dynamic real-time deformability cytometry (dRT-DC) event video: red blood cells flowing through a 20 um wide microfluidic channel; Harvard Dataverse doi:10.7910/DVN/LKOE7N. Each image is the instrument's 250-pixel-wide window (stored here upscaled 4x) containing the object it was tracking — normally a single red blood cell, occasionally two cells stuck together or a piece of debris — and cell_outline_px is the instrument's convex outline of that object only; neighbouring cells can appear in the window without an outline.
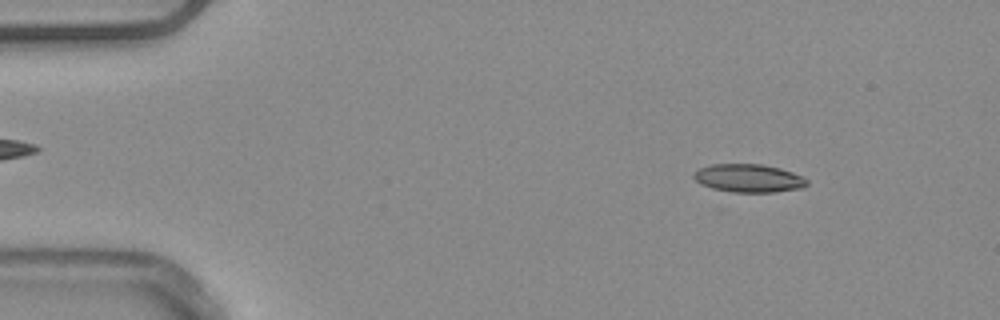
{"species": "common noctule bat (a hibernating species)", "species_latin": "Nyctalus noctula", "temperature_condition": "warm", "stored_images_in_passage": 51, "camera_frame_rate_fps": 3000, "um_per_image_px": 0.085, "animal": {"sex": "male", "body_mass_g": 20.4}, "frame": {"image": 1, "passage_image": 6, "time_ms": 1.667, "image_size_px": [1000, 320], "cell_outline_px": [[808, 184], [804, 188], [776, 192], [720, 192], [700, 184], [692, 176], [700, 168], [712, 164], [760, 164], [780, 168], [792, 172], [808, 180]], "centroid_in_image_um": [63.62, 15.17], "position_along_channel_um": 21.4, "area_um2": 18.79}}
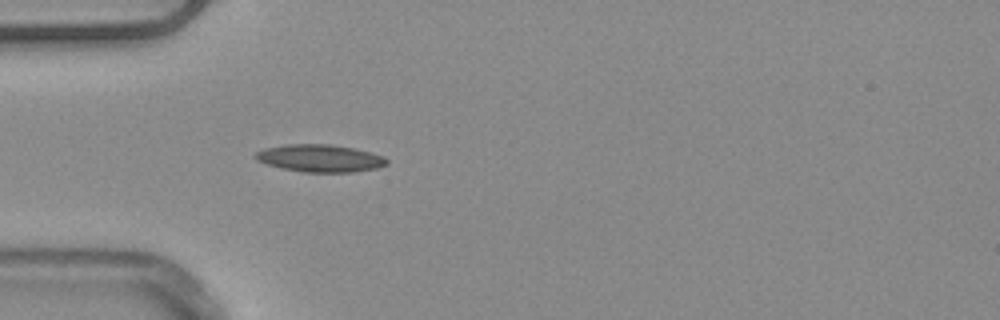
{"frame": {"image": 2, "passage_image": 15, "time_ms": 4.667, "image_size_px": [1000, 320], "cell_outline_px": [[388, 164], [376, 168], [352, 172], [304, 172], [280, 168], [256, 160], [252, 156], [256, 152], [264, 148], [288, 144], [332, 144], [352, 148], [384, 156], [388, 160]], "centroid_in_image_um": [27.17, 13.45], "position_along_channel_um": 57.8, "area_um2": 20.98}}
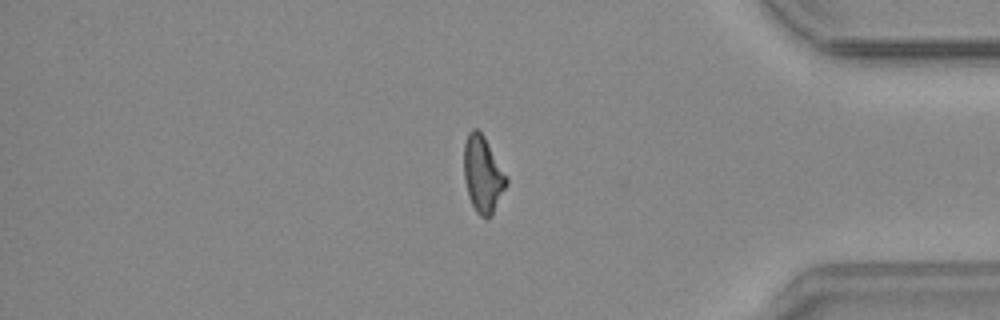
{"frame": {"image": 3, "passage_image": 43, "time_ms": 14.0, "image_size_px": [1000, 320], "cell_outline_px": [[508, 184], [492, 216], [480, 216], [476, 212], [468, 196], [464, 180], [464, 144], [468, 132], [472, 128], [476, 128], [484, 136], [508, 176]], "centroid_in_image_um": [41.05, 14.81], "position_along_channel_um": 394.1, "area_um2": 19.13}, "authors_computed_cell_mechanics": {"area_um2": 18.785, "velocity_mm_per_s": 3.9157, "shape_relaxation_time_tau1_ms": 10.0734, "shape_relaxation_time_tau2_ms": 3.5396, "deformation_change_tau1": 0.2221, "deformation_change_tau2": 0.1189}}